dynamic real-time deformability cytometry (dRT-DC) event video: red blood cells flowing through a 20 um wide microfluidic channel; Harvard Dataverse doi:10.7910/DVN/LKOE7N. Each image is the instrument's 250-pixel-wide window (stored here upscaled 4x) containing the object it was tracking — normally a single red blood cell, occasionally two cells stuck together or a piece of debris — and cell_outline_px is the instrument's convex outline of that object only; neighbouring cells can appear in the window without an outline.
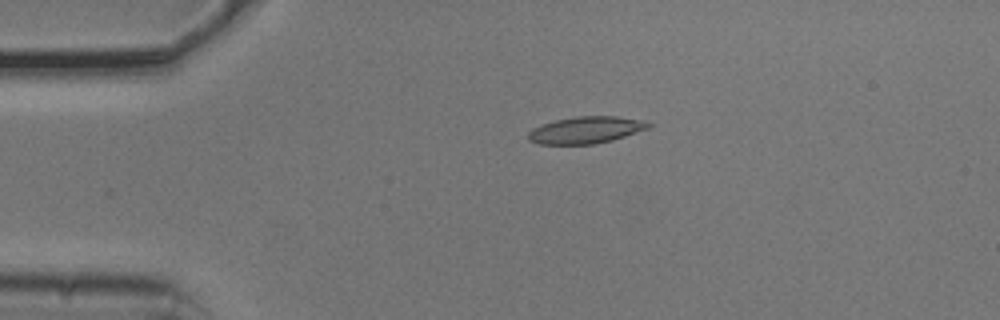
{"species": "common noctule bat (a hibernating species)", "species_latin": "Nyctalus noctula", "temperature_condition": "cold", "stored_images_in_passage": 43, "camera_frame_rate_fps": 3000, "um_per_image_px": 0.085, "animal": {"sex": "male", "body_mass_g": 20.5, "forearm_length_mm": 52.5}, "frame": {"image": 1, "passage_image": 1, "time_ms": 0.0, "image_size_px": [1000, 320], "cell_outline_px": [[652, 124], [648, 128], [612, 140], [592, 144], [536, 144], [528, 140], [528, 132], [532, 128], [556, 120], [576, 116], [616, 116], [648, 120]], "centroid_in_image_um": [49.81, 11.04], "position_along_channel_um": 35.2, "area_um2": 18.84}}
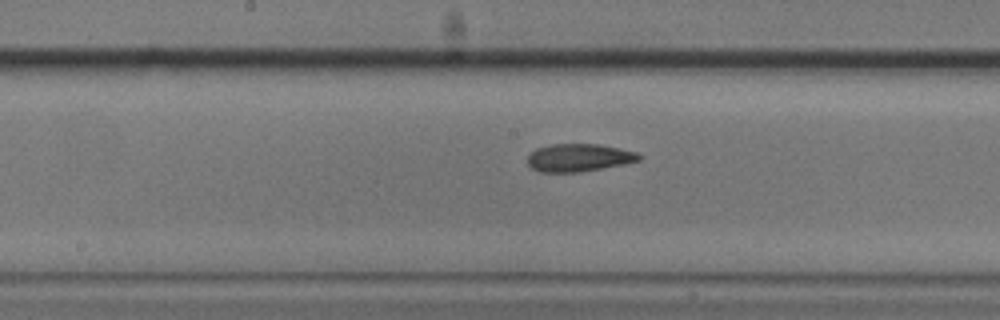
{"frame": {"image": 2, "passage_image": 17, "time_ms": 5.333, "image_size_px": [1000, 320], "cell_outline_px": [[644, 156], [640, 160], [624, 164], [576, 172], [540, 172], [532, 168], [528, 164], [528, 156], [536, 148], [552, 144], [600, 144], [620, 148], [636, 152]], "centroid_in_image_um": [49.22, 13.39], "position_along_channel_um": 199.0, "area_um2": 17.98}}
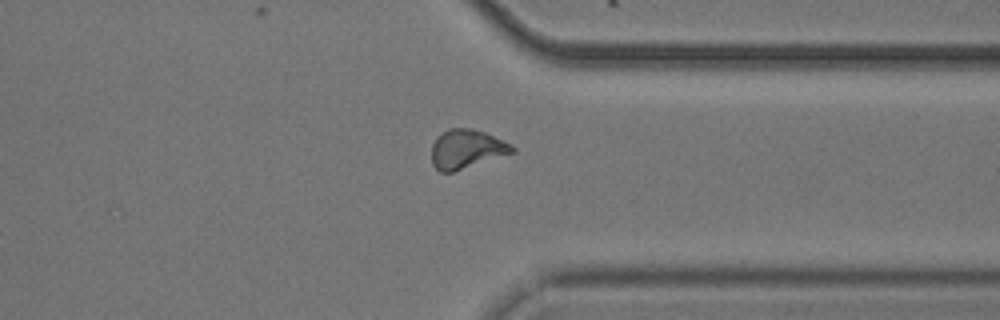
{"frame": {"image": 3, "passage_image": 31, "time_ms": 10.0, "image_size_px": [1000, 320], "cell_outline_px": [[516, 152], [452, 172], [440, 172], [432, 164], [432, 144], [436, 136], [448, 128], [472, 128], [484, 132], [512, 144], [516, 148]], "centroid_in_image_um": [39.66, 12.66], "position_along_channel_um": 371.7, "area_um2": 18.44}, "authors_computed_cell_mechanics": {"area_um2": 18.1492, "velocity_mm_per_s": 3.7502, "shape_relaxation_time_tau1_ms": 5.3859, "shape_relaxation_time_tau2_ms": 2.543, "deformation_change_tau1": 0.1524, "deformation_change_tau2": 0.0915}}